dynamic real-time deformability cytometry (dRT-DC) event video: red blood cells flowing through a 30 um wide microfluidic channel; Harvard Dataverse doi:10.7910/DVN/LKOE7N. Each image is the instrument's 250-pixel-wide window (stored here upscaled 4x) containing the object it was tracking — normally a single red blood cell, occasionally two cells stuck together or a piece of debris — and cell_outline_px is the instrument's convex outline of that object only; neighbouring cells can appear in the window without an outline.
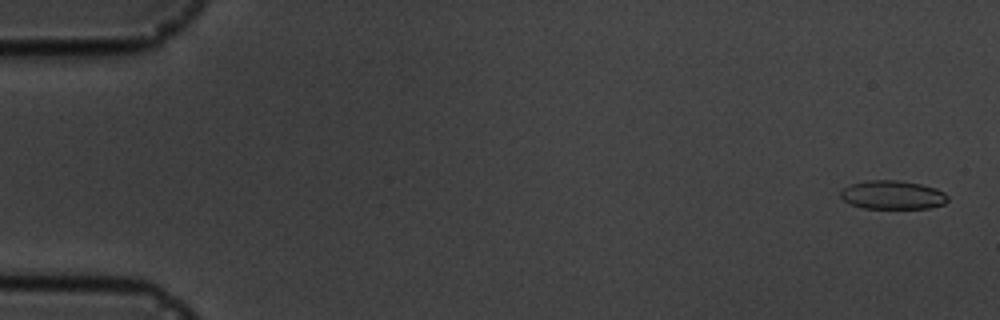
{"species": "common noctule bat (a hibernating species)", "species_latin": "Nyctalus noctula", "temperature_condition": "cold", "stored_images_in_passage": 6, "camera_frame_rate_fps": 3000, "um_per_image_px": 0.085, "animal": {"sex": "male", "body_mass_g": 19.5, "forearm_length_mm": 54.6}, "frame": {"image": 1, "passage_image": 1, "time_ms": 0.0, "image_size_px": [1000, 320], "cell_outline_px": [[948, 200], [944, 204], [928, 208], [864, 208], [852, 204], [844, 200], [840, 196], [840, 192], [848, 184], [868, 180], [900, 180], [920, 184], [936, 188], [944, 192], [948, 196]], "centroid_in_image_um": [75.87, 16.56], "position_along_channel_um": 9.1, "area_um2": 17.92}}
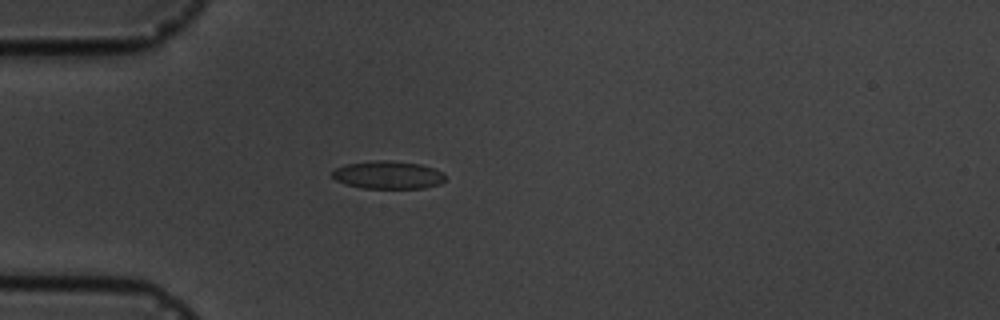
{"frame": {"image": 2, "passage_image": 5, "time_ms": 4.667, "image_size_px": [1000, 320], "cell_outline_px": [[444, 180], [440, 184], [424, 188], [364, 188], [344, 184], [336, 180], [332, 176], [332, 172], [336, 168], [344, 164], [380, 160], [388, 160], [420, 164], [436, 168], [444, 172]], "centroid_in_image_um": [33.0, 14.87], "position_along_channel_um": 52.0, "area_um2": 18.44}}